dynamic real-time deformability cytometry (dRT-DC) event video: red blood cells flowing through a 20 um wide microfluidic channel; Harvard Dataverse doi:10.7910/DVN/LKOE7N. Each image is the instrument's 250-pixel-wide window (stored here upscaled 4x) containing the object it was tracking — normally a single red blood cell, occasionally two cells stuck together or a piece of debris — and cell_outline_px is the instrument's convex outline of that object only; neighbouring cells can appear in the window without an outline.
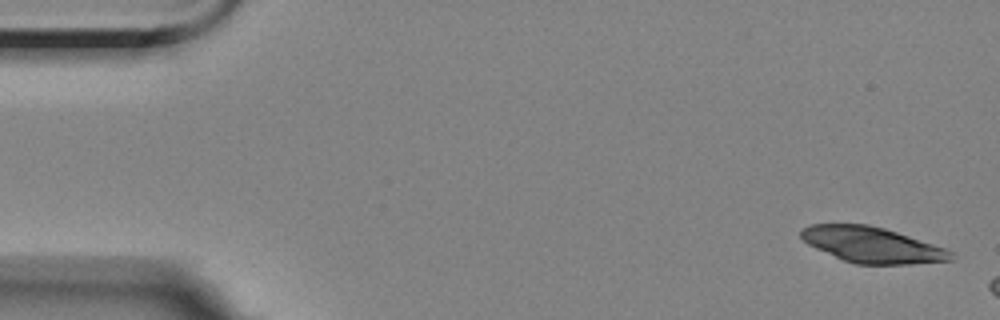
{"species": "Egyptian fruit bat (a non-hibernating species)", "species_latin": "Rousettus aegyptiacus", "temperature_condition": "room temperature", "stored_images_in_passage": 4, "camera_frame_rate_fps": 3000, "um_per_image_px": 0.085, "animal": {"sex": "female"}, "frame": {"image": 1, "passage_image": 1, "time_ms": 0.0, "image_size_px": [1000, 320], "cell_outline_px": [[956, 256], [952, 260], [912, 264], [856, 264], [844, 260], [816, 248], [808, 244], [800, 236], [800, 228], [808, 224], [868, 224], [884, 228], [944, 248], [952, 252]], "centroid_in_image_um": [74.1, 20.81], "position_along_channel_um": 10.9, "area_um2": 30.92}}